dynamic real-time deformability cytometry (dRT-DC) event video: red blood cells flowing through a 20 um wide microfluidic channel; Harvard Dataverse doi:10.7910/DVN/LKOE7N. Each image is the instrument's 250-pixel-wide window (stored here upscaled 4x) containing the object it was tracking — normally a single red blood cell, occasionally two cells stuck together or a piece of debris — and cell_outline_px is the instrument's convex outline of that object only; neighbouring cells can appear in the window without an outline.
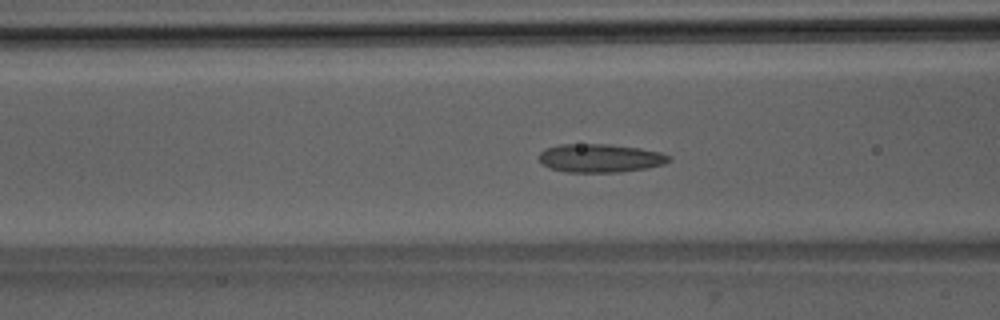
{"species": "Egyptian fruit bat (a non-hibernating species)", "species_latin": "Rousettus aegyptiacus", "temperature_condition": "room temperature", "stored_images_in_passage": 40, "camera_frame_rate_fps": 3000, "um_per_image_px": 0.085, "animal": {"sex": "male"}, "frame": {"image": 1, "passage_image": 9, "time_ms": 2.667, "image_size_px": [1000, 320], "cell_outline_px": [[672, 160], [664, 164], [648, 168], [620, 172], [564, 172], [548, 168], [540, 164], [540, 152], [544, 148], [560, 144], [612, 144], [640, 148], [660, 152], [672, 156]], "centroid_in_image_um": [51.01, 13.44], "position_along_channel_um": 115.6, "area_um2": 21.91}}
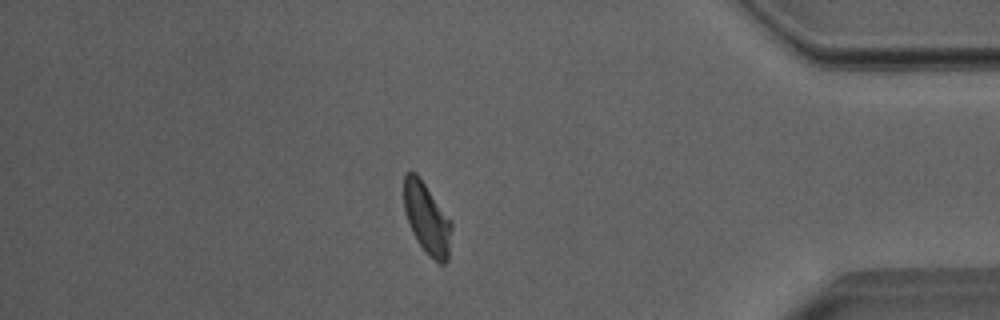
{"frame": {"image": 2, "passage_image": 33, "time_ms": 10.667, "image_size_px": [1000, 320], "cell_outline_px": [[452, 228], [448, 260], [444, 264], [440, 264], [428, 256], [416, 240], [412, 232], [404, 212], [404, 172], [416, 172], [420, 176], [452, 220]], "centroid_in_image_um": [36.3, 18.56], "position_along_channel_um": 398.9, "area_um2": 20.23}}
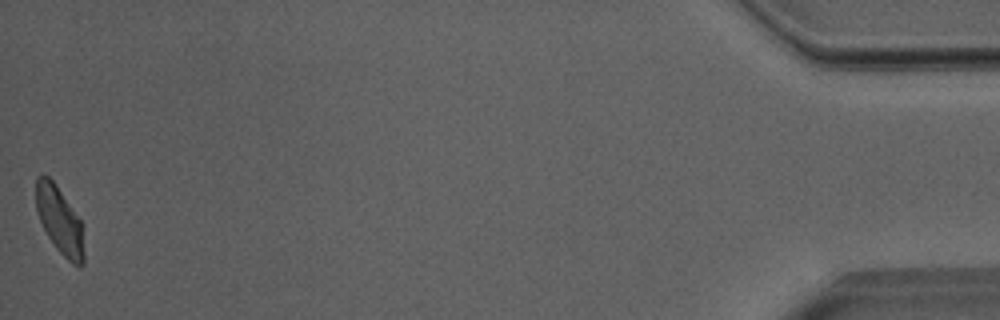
{"frame": {"image": 3, "passage_image": 40, "time_ms": 13.0, "image_size_px": [1000, 320], "cell_outline_px": [[84, 264], [80, 268], [72, 264], [56, 248], [48, 236], [40, 220], [36, 208], [36, 176], [48, 176], [52, 180], [80, 220], [84, 252]], "centroid_in_image_um": [5.07, 18.78], "position_along_channel_um": 430.1, "area_um2": 18.32}, "authors_computed_cell_mechanics": {"area_um2": 20.23, "velocity_mm_per_s": 3.9707, "shape_relaxation_time_tau1_ms": 7.8833, "shape_relaxation_time_tau2_ms": 1.6891, "deformation_change_tau1": 0.1827, "deformation_change_tau2": 0.0969}}